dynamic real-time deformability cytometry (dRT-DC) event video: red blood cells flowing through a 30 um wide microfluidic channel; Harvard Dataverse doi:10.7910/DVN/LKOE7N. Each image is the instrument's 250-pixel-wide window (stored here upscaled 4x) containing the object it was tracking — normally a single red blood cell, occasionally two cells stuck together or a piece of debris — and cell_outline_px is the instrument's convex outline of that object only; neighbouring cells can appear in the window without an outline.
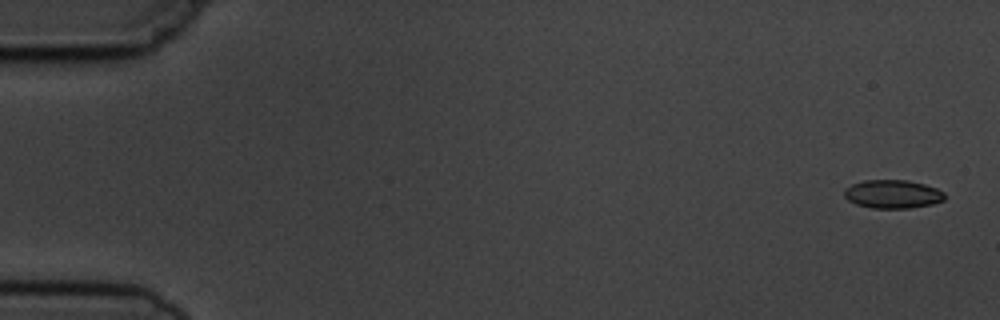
{"species": "common noctule bat (a hibernating species)", "species_latin": "Nyctalus noctula", "temperature_condition": "cold", "stored_images_in_passage": 5, "camera_frame_rate_fps": 3000, "um_per_image_px": 0.085, "animal": {"sex": "male", "body_mass_g": 19.5, "forearm_length_mm": 54.6}, "frame": {"image": 1, "passage_image": 1, "time_ms": 0.0, "image_size_px": [1000, 320], "cell_outline_px": [[944, 200], [932, 204], [912, 208], [872, 208], [856, 204], [848, 200], [844, 196], [844, 188], [852, 184], [864, 180], [908, 180], [924, 184], [936, 188], [944, 192]], "centroid_in_image_um": [75.86, 16.5], "position_along_channel_um": 9.1, "area_um2": 16.7}}
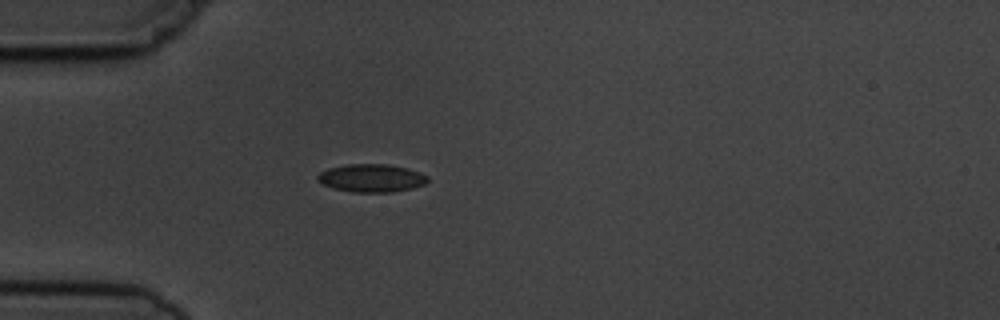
{"frame": {"image": 2, "passage_image": 5, "time_ms": 4.667, "image_size_px": [1000, 320], "cell_outline_px": [[428, 180], [424, 184], [412, 188], [392, 192], [352, 192], [336, 188], [324, 184], [316, 180], [316, 176], [320, 172], [328, 168], [348, 164], [388, 164], [408, 168], [420, 172], [428, 176]], "centroid_in_image_um": [31.58, 15.12], "position_along_channel_um": 53.4, "area_um2": 17.92}}